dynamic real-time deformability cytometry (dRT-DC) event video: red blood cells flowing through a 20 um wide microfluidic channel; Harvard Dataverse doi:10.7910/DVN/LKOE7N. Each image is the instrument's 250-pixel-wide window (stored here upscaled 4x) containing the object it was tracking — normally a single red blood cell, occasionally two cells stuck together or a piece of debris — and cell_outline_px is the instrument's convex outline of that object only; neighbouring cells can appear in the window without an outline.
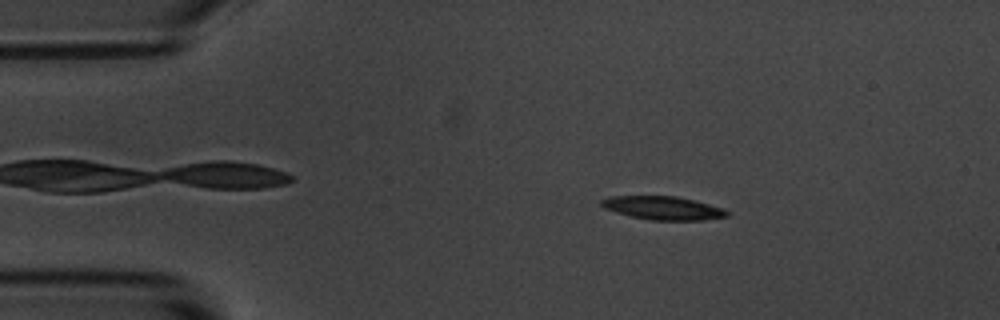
{"species": "common noctule bat (a hibernating species)", "species_latin": "Nyctalus noctula", "temperature_condition": "room temperature", "stored_images_in_passage": 53, "camera_frame_rate_fps": 3000, "um_per_image_px": 0.085, "animal": {"sex": "male", "body_mass_g": 20.1, "forearm_length_mm": 53.5}, "frame": {"image": 1, "passage_image": 8, "time_ms": 2.333, "image_size_px": [1000, 320], "cell_outline_px": [[732, 212], [728, 216], [704, 220], [652, 220], [632, 216], [616, 212], [604, 208], [600, 204], [600, 200], [608, 196], [676, 196], [724, 208]], "centroid_in_image_um": [56.37, 17.68], "position_along_channel_um": 28.6, "area_um2": 17.11}}
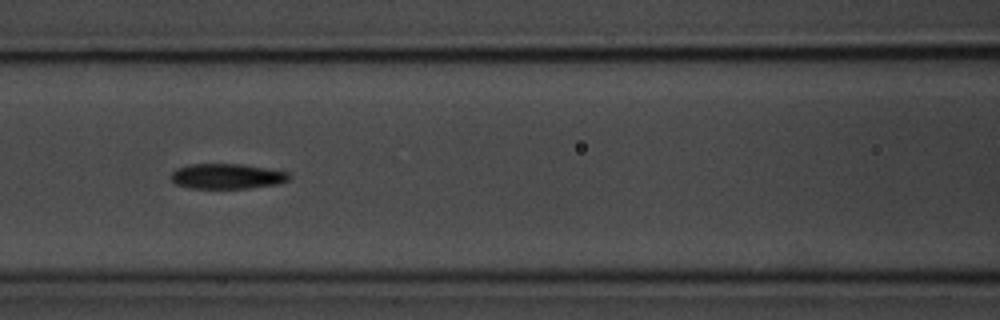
{"frame": {"image": 2, "passage_image": 22, "time_ms": 7.0, "image_size_px": [1000, 320], "cell_outline_px": [[292, 176], [288, 180], [280, 184], [248, 188], [188, 188], [176, 184], [168, 176], [176, 168], [192, 164], [240, 164], [288, 172]], "centroid_in_image_um": [19.28, 14.99], "position_along_channel_um": 147.3, "area_um2": 17.4}}
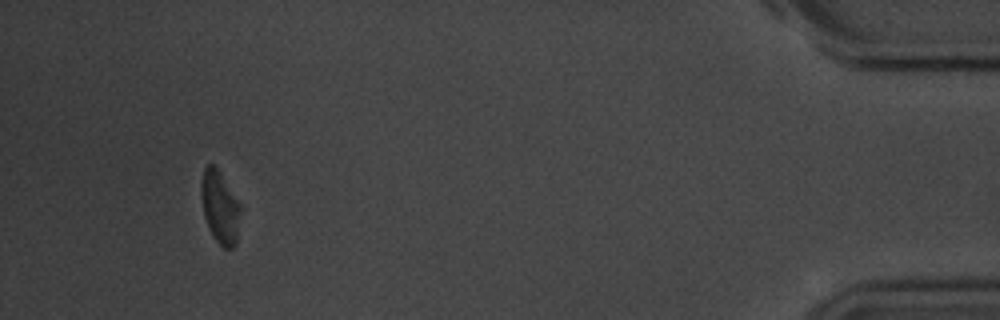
{"frame": {"image": 3, "passage_image": 50, "time_ms": 16.333, "image_size_px": [1000, 320], "cell_outline_px": [[240, 212], [236, 244], [232, 248], [224, 248], [212, 236], [208, 228], [204, 216], [200, 196], [200, 180], [204, 168], [208, 164], [216, 164], [240, 204]], "centroid_in_image_um": [18.66, 17.56], "position_along_channel_um": 416.5, "area_um2": 16.88}, "authors_computed_cell_mechanics": {"area_um2": 17.629, "velocity_mm_per_s": 3.6439, "shape_relaxation_time_tau1_ms": 3.0215, "shape_relaxation_time_tau2_ms": 5.9567, "deformation_change_tau1": 0.1377, "deformation_change_tau2": 0.1316}}